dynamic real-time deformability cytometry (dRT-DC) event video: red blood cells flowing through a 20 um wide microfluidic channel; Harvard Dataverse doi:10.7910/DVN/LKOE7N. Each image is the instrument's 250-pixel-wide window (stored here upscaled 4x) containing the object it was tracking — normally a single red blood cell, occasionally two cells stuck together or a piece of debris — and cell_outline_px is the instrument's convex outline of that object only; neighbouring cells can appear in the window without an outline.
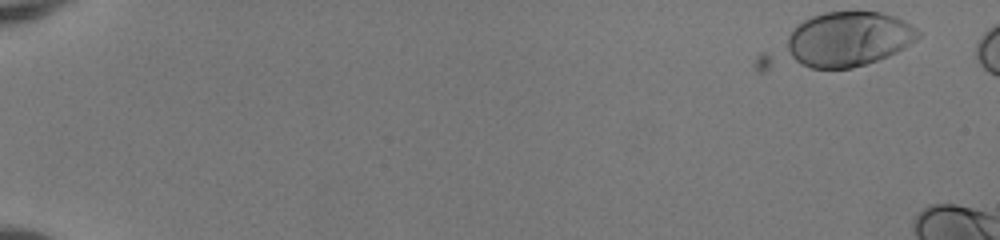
{"species": "human", "species_latin": "Homo sapiens", "temperature_condition": "room temperature", "stored_images_in_passage": 14, "camera_frame_rate_fps": 3000, "um_per_image_px": 0.085, "donor": {"sex": "female"}, "frame": {"image": 1, "passage_image": 1, "time_ms": 0.0, "image_size_px": [1000, 240], "cell_outline_px": [[920, 36], [916, 40], [904, 48], [888, 56], [852, 68], [812, 68], [796, 60], [792, 56], [788, 48], [788, 36], [796, 24], [812, 16], [824, 12], [880, 12], [896, 16], [904, 20], [916, 28], [920, 32]], "centroid_in_image_um": [72.16, 3.29], "position_along_channel_um": 12.8, "area_um2": 41.56}}